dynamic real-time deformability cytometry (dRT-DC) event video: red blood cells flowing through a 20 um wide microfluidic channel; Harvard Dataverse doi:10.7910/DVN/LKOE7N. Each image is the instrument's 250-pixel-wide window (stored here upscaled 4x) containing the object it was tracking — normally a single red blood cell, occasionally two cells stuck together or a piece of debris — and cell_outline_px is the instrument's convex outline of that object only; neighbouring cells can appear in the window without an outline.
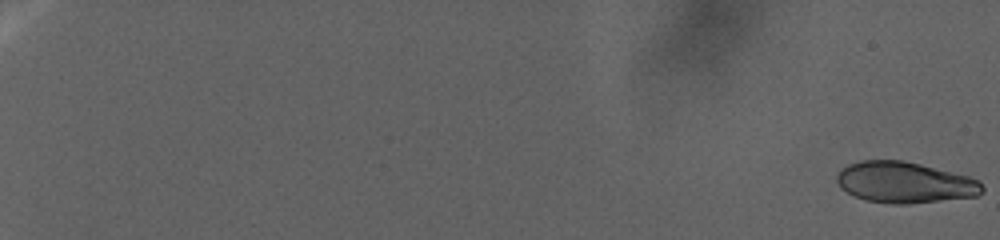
{"species": "human", "species_latin": "Homo sapiens", "temperature_condition": "warm", "stored_images_in_passage": 93, "camera_frame_rate_fps": 3000, "um_per_image_px": 0.085, "donor": {"sex": "female"}, "frame": {"image": 1, "passage_image": 1, "time_ms": 0.0, "image_size_px": [1000, 240], "cell_outline_px": [[984, 192], [976, 196], [908, 204], [892, 204], [864, 200], [840, 188], [836, 180], [836, 176], [840, 168], [848, 164], [860, 160], [904, 160], [968, 176], [976, 180], [984, 188]], "centroid_in_image_um": [76.85, 15.5], "position_along_channel_um": 8.1, "area_um2": 34.8}}
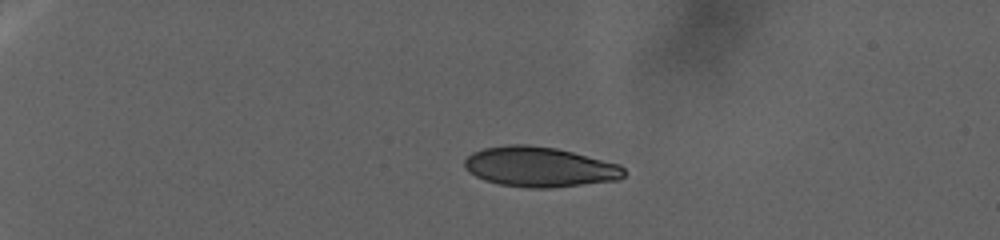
{"frame": {"image": 2, "passage_image": 62, "time_ms": 15.0, "image_size_px": [1000, 240], "cell_outline_px": [[624, 176], [620, 180], [552, 188], [528, 188], [500, 184], [484, 180], [468, 172], [464, 168], [464, 160], [472, 152], [484, 148], [508, 144], [528, 144], [556, 148], [620, 164], [624, 168]], "centroid_in_image_um": [45.86, 14.19], "position_along_channel_um": 39.1, "area_um2": 37.45}}